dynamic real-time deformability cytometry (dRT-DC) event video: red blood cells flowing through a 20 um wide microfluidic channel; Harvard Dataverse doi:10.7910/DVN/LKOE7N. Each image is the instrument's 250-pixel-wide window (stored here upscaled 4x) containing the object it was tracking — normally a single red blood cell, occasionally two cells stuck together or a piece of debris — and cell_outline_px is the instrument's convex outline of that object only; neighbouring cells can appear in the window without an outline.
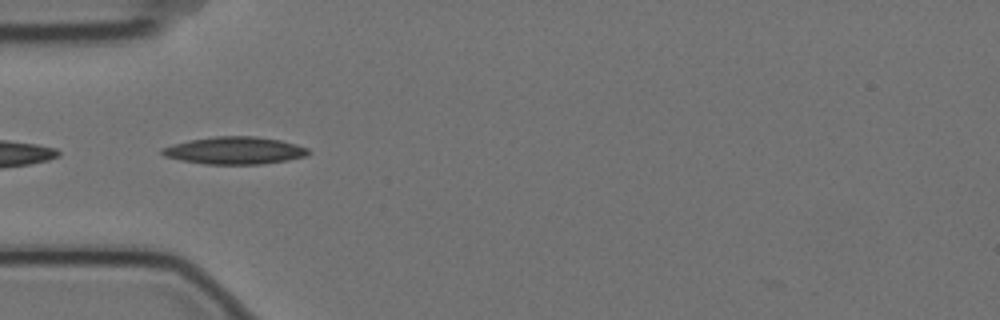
{"species": "Egyptian fruit bat (a non-hibernating species)", "species_latin": "Rousettus aegyptiacus", "temperature_condition": "cold", "stored_images_in_passage": 10, "camera_frame_rate_fps": 3000, "um_per_image_px": 0.085, "animal": {"sex": "female"}, "frame": {"image": 1, "passage_image": 4, "time_ms": 1.0, "image_size_px": [1000, 320], "cell_outline_px": [[312, 152], [308, 156], [288, 160], [260, 164], [204, 164], [180, 160], [164, 156], [160, 152], [160, 148], [172, 144], [192, 140], [216, 136], [256, 136], [280, 140], [296, 144], [308, 148]], "centroid_in_image_um": [19.97, 12.79], "position_along_channel_um": 65.0, "area_um2": 23.47}}
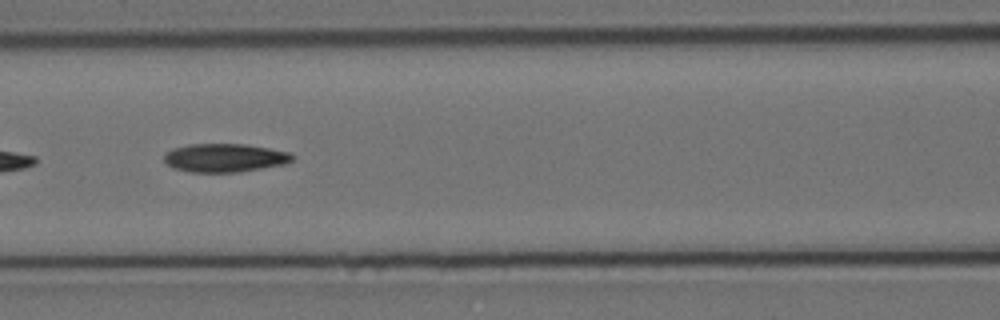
{"frame": {"image": 2, "passage_image": 6, "time_ms": 1.667, "image_size_px": [1000, 320], "cell_outline_px": [[292, 160], [284, 164], [240, 172], [188, 172], [172, 168], [164, 160], [164, 152], [172, 148], [188, 144], [244, 144], [268, 148], [288, 152], [292, 156]], "centroid_in_image_um": [19.03, 13.41], "position_along_channel_um": 147.6, "area_um2": 21.27}}
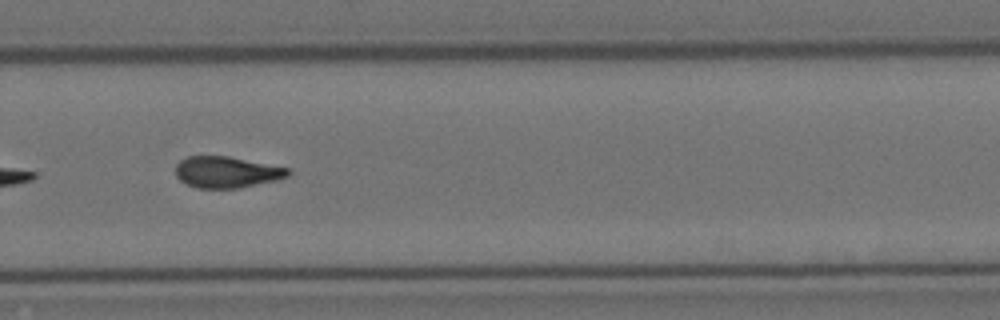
{"frame": {"image": 3, "passage_image": 10, "time_ms": 3.0, "image_size_px": [1000, 320], "cell_outline_px": [[292, 172], [288, 176], [276, 180], [240, 188], [196, 188], [180, 180], [176, 176], [176, 164], [180, 160], [188, 156], [228, 156], [288, 168]], "centroid_in_image_um": [19.26, 14.63], "position_along_channel_um": 310.5, "area_um2": 20.46}}